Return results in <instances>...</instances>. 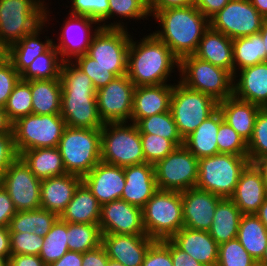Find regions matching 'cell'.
<instances>
[{"label":"cell","instance_id":"6da1fadb","mask_svg":"<svg viewBox=\"0 0 267 266\" xmlns=\"http://www.w3.org/2000/svg\"><path fill=\"white\" fill-rule=\"evenodd\" d=\"M73 62L64 61L61 65L60 114L66 126L101 129L104 123L98 113L96 90L89 76Z\"/></svg>","mask_w":267,"mask_h":266},{"label":"cell","instance_id":"7a4b0ae2","mask_svg":"<svg viewBox=\"0 0 267 266\" xmlns=\"http://www.w3.org/2000/svg\"><path fill=\"white\" fill-rule=\"evenodd\" d=\"M175 64L179 59L153 33L138 43L131 38L126 75L136 87L166 84Z\"/></svg>","mask_w":267,"mask_h":266},{"label":"cell","instance_id":"3957f363","mask_svg":"<svg viewBox=\"0 0 267 266\" xmlns=\"http://www.w3.org/2000/svg\"><path fill=\"white\" fill-rule=\"evenodd\" d=\"M153 16L160 21L163 28L153 34L179 60L196 52L204 32L210 27L209 19L194 5L158 11Z\"/></svg>","mask_w":267,"mask_h":266},{"label":"cell","instance_id":"277c9868","mask_svg":"<svg viewBox=\"0 0 267 266\" xmlns=\"http://www.w3.org/2000/svg\"><path fill=\"white\" fill-rule=\"evenodd\" d=\"M57 148L66 173L83 178L101 161V129L66 126Z\"/></svg>","mask_w":267,"mask_h":266},{"label":"cell","instance_id":"5b68a950","mask_svg":"<svg viewBox=\"0 0 267 266\" xmlns=\"http://www.w3.org/2000/svg\"><path fill=\"white\" fill-rule=\"evenodd\" d=\"M146 235L171 239L184 227L181 192L158 189L142 208Z\"/></svg>","mask_w":267,"mask_h":266},{"label":"cell","instance_id":"8992f818","mask_svg":"<svg viewBox=\"0 0 267 266\" xmlns=\"http://www.w3.org/2000/svg\"><path fill=\"white\" fill-rule=\"evenodd\" d=\"M248 156L219 153L198 160L196 188L222 198H230L242 171L249 164Z\"/></svg>","mask_w":267,"mask_h":266},{"label":"cell","instance_id":"52a82bcc","mask_svg":"<svg viewBox=\"0 0 267 266\" xmlns=\"http://www.w3.org/2000/svg\"><path fill=\"white\" fill-rule=\"evenodd\" d=\"M101 161L119 167L146 163L135 123H104L101 128Z\"/></svg>","mask_w":267,"mask_h":266},{"label":"cell","instance_id":"ba28073f","mask_svg":"<svg viewBox=\"0 0 267 266\" xmlns=\"http://www.w3.org/2000/svg\"><path fill=\"white\" fill-rule=\"evenodd\" d=\"M43 4L40 0H0V41L8 49L47 20Z\"/></svg>","mask_w":267,"mask_h":266},{"label":"cell","instance_id":"9c48e42d","mask_svg":"<svg viewBox=\"0 0 267 266\" xmlns=\"http://www.w3.org/2000/svg\"><path fill=\"white\" fill-rule=\"evenodd\" d=\"M178 67L180 82L188 88L208 94L217 102L233 95L234 76L229 71L194 55L182 57Z\"/></svg>","mask_w":267,"mask_h":266},{"label":"cell","instance_id":"30bf717a","mask_svg":"<svg viewBox=\"0 0 267 266\" xmlns=\"http://www.w3.org/2000/svg\"><path fill=\"white\" fill-rule=\"evenodd\" d=\"M97 29V30H96ZM86 54L116 77L127 74L130 35L121 23L98 26Z\"/></svg>","mask_w":267,"mask_h":266},{"label":"cell","instance_id":"8fae6325","mask_svg":"<svg viewBox=\"0 0 267 266\" xmlns=\"http://www.w3.org/2000/svg\"><path fill=\"white\" fill-rule=\"evenodd\" d=\"M66 127L61 114H30L12 124L14 145L21 152L44 147H57Z\"/></svg>","mask_w":267,"mask_h":266},{"label":"cell","instance_id":"7c38bea8","mask_svg":"<svg viewBox=\"0 0 267 266\" xmlns=\"http://www.w3.org/2000/svg\"><path fill=\"white\" fill-rule=\"evenodd\" d=\"M178 83L173 86L170 110L184 140L218 109V102L208 94Z\"/></svg>","mask_w":267,"mask_h":266},{"label":"cell","instance_id":"4fadbf2b","mask_svg":"<svg viewBox=\"0 0 267 266\" xmlns=\"http://www.w3.org/2000/svg\"><path fill=\"white\" fill-rule=\"evenodd\" d=\"M157 188L183 192L198 182V159L184 145L154 165Z\"/></svg>","mask_w":267,"mask_h":266},{"label":"cell","instance_id":"5bb4252c","mask_svg":"<svg viewBox=\"0 0 267 266\" xmlns=\"http://www.w3.org/2000/svg\"><path fill=\"white\" fill-rule=\"evenodd\" d=\"M265 18L249 0H230L209 19L210 27L232 40L258 33Z\"/></svg>","mask_w":267,"mask_h":266},{"label":"cell","instance_id":"9a60e30c","mask_svg":"<svg viewBox=\"0 0 267 266\" xmlns=\"http://www.w3.org/2000/svg\"><path fill=\"white\" fill-rule=\"evenodd\" d=\"M41 181L18 156L5 170L0 184L20 212L41 208Z\"/></svg>","mask_w":267,"mask_h":266},{"label":"cell","instance_id":"2e32d148","mask_svg":"<svg viewBox=\"0 0 267 266\" xmlns=\"http://www.w3.org/2000/svg\"><path fill=\"white\" fill-rule=\"evenodd\" d=\"M135 87L127 75H122L96 91L98 113L103 123H126L131 119Z\"/></svg>","mask_w":267,"mask_h":266},{"label":"cell","instance_id":"e0dca14e","mask_svg":"<svg viewBox=\"0 0 267 266\" xmlns=\"http://www.w3.org/2000/svg\"><path fill=\"white\" fill-rule=\"evenodd\" d=\"M99 227L101 233L146 234L142 209L121 199L101 205Z\"/></svg>","mask_w":267,"mask_h":266},{"label":"cell","instance_id":"ac0fdd59","mask_svg":"<svg viewBox=\"0 0 267 266\" xmlns=\"http://www.w3.org/2000/svg\"><path fill=\"white\" fill-rule=\"evenodd\" d=\"M181 198L184 227L208 231L213 222L216 206L222 197L195 187L181 192Z\"/></svg>","mask_w":267,"mask_h":266},{"label":"cell","instance_id":"d6986e66","mask_svg":"<svg viewBox=\"0 0 267 266\" xmlns=\"http://www.w3.org/2000/svg\"><path fill=\"white\" fill-rule=\"evenodd\" d=\"M155 240L146 234L102 233V245L108 258L124 266H142L145 254Z\"/></svg>","mask_w":267,"mask_h":266},{"label":"cell","instance_id":"ffe728a7","mask_svg":"<svg viewBox=\"0 0 267 266\" xmlns=\"http://www.w3.org/2000/svg\"><path fill=\"white\" fill-rule=\"evenodd\" d=\"M82 182L101 205L119 200L125 186L124 167L100 161L82 178Z\"/></svg>","mask_w":267,"mask_h":266},{"label":"cell","instance_id":"44dd1931","mask_svg":"<svg viewBox=\"0 0 267 266\" xmlns=\"http://www.w3.org/2000/svg\"><path fill=\"white\" fill-rule=\"evenodd\" d=\"M267 198V189L260 171L249 163L242 171L230 199L243 215L255 214Z\"/></svg>","mask_w":267,"mask_h":266},{"label":"cell","instance_id":"7402d4cb","mask_svg":"<svg viewBox=\"0 0 267 266\" xmlns=\"http://www.w3.org/2000/svg\"><path fill=\"white\" fill-rule=\"evenodd\" d=\"M125 186L121 195L131 205L143 208L158 190L154 165L143 163L124 167Z\"/></svg>","mask_w":267,"mask_h":266},{"label":"cell","instance_id":"603a6c76","mask_svg":"<svg viewBox=\"0 0 267 266\" xmlns=\"http://www.w3.org/2000/svg\"><path fill=\"white\" fill-rule=\"evenodd\" d=\"M93 23L98 24L97 21L87 16L74 15H70L68 21H65V25H63L64 27L61 31V37L58 39L59 41L61 40V42H59V45H54L59 51V55L61 56V60L63 62L71 61L70 57L75 56L76 58L87 52L93 37V34L90 35L92 27L91 24ZM79 35L80 37H78ZM82 35L83 39L81 37ZM64 56H66V58Z\"/></svg>","mask_w":267,"mask_h":266},{"label":"cell","instance_id":"cb8c5ba5","mask_svg":"<svg viewBox=\"0 0 267 266\" xmlns=\"http://www.w3.org/2000/svg\"><path fill=\"white\" fill-rule=\"evenodd\" d=\"M81 183L82 177L68 173L43 179L40 189L41 208L60 216Z\"/></svg>","mask_w":267,"mask_h":266},{"label":"cell","instance_id":"d4e9b609","mask_svg":"<svg viewBox=\"0 0 267 266\" xmlns=\"http://www.w3.org/2000/svg\"><path fill=\"white\" fill-rule=\"evenodd\" d=\"M172 92V84L135 87L130 121L170 111Z\"/></svg>","mask_w":267,"mask_h":266},{"label":"cell","instance_id":"484cf974","mask_svg":"<svg viewBox=\"0 0 267 266\" xmlns=\"http://www.w3.org/2000/svg\"><path fill=\"white\" fill-rule=\"evenodd\" d=\"M170 240L202 265H217L219 244L210 236L208 231L191 230L183 227Z\"/></svg>","mask_w":267,"mask_h":266},{"label":"cell","instance_id":"4316f807","mask_svg":"<svg viewBox=\"0 0 267 266\" xmlns=\"http://www.w3.org/2000/svg\"><path fill=\"white\" fill-rule=\"evenodd\" d=\"M198 59L229 71L234 76L232 39L209 27L193 54Z\"/></svg>","mask_w":267,"mask_h":266},{"label":"cell","instance_id":"83f0119b","mask_svg":"<svg viewBox=\"0 0 267 266\" xmlns=\"http://www.w3.org/2000/svg\"><path fill=\"white\" fill-rule=\"evenodd\" d=\"M240 78L233 84V95L243 101L267 107V62L240 69Z\"/></svg>","mask_w":267,"mask_h":266},{"label":"cell","instance_id":"f1b7e54d","mask_svg":"<svg viewBox=\"0 0 267 266\" xmlns=\"http://www.w3.org/2000/svg\"><path fill=\"white\" fill-rule=\"evenodd\" d=\"M262 107L236 98L234 95L218 102V110L247 143L252 137L256 117Z\"/></svg>","mask_w":267,"mask_h":266},{"label":"cell","instance_id":"f546056e","mask_svg":"<svg viewBox=\"0 0 267 266\" xmlns=\"http://www.w3.org/2000/svg\"><path fill=\"white\" fill-rule=\"evenodd\" d=\"M101 204L82 182L59 218L68 223L99 224Z\"/></svg>","mask_w":267,"mask_h":266},{"label":"cell","instance_id":"4dcf8cb0","mask_svg":"<svg viewBox=\"0 0 267 266\" xmlns=\"http://www.w3.org/2000/svg\"><path fill=\"white\" fill-rule=\"evenodd\" d=\"M223 116L217 109L184 139V146L199 160L218 154L217 133Z\"/></svg>","mask_w":267,"mask_h":266},{"label":"cell","instance_id":"1f68e13d","mask_svg":"<svg viewBox=\"0 0 267 266\" xmlns=\"http://www.w3.org/2000/svg\"><path fill=\"white\" fill-rule=\"evenodd\" d=\"M19 157L34 175L41 180L67 174L57 147L26 150L21 152Z\"/></svg>","mask_w":267,"mask_h":266},{"label":"cell","instance_id":"d6a6232c","mask_svg":"<svg viewBox=\"0 0 267 266\" xmlns=\"http://www.w3.org/2000/svg\"><path fill=\"white\" fill-rule=\"evenodd\" d=\"M242 212L230 198H222L208 233L220 245L237 238Z\"/></svg>","mask_w":267,"mask_h":266},{"label":"cell","instance_id":"836d02e7","mask_svg":"<svg viewBox=\"0 0 267 266\" xmlns=\"http://www.w3.org/2000/svg\"><path fill=\"white\" fill-rule=\"evenodd\" d=\"M44 24L45 21L33 32L24 36L18 43L8 49V59L20 75L30 66L35 58L48 51L54 45L52 39L48 38L45 43H42L37 38Z\"/></svg>","mask_w":267,"mask_h":266},{"label":"cell","instance_id":"e575fe53","mask_svg":"<svg viewBox=\"0 0 267 266\" xmlns=\"http://www.w3.org/2000/svg\"><path fill=\"white\" fill-rule=\"evenodd\" d=\"M32 113L60 114L62 85L60 78L31 80Z\"/></svg>","mask_w":267,"mask_h":266},{"label":"cell","instance_id":"d590c367","mask_svg":"<svg viewBox=\"0 0 267 266\" xmlns=\"http://www.w3.org/2000/svg\"><path fill=\"white\" fill-rule=\"evenodd\" d=\"M237 239L258 262L267 247V229L255 214L242 215Z\"/></svg>","mask_w":267,"mask_h":266},{"label":"cell","instance_id":"8d00e7d4","mask_svg":"<svg viewBox=\"0 0 267 266\" xmlns=\"http://www.w3.org/2000/svg\"><path fill=\"white\" fill-rule=\"evenodd\" d=\"M233 43V64L234 79H236V67L242 69L248 66L265 62L264 41L260 32L247 37H238L232 40ZM237 64V65H236Z\"/></svg>","mask_w":267,"mask_h":266},{"label":"cell","instance_id":"74e56055","mask_svg":"<svg viewBox=\"0 0 267 266\" xmlns=\"http://www.w3.org/2000/svg\"><path fill=\"white\" fill-rule=\"evenodd\" d=\"M135 124L140 133L161 136L171 140L177 147L184 145V140L178 132L171 110L139 119Z\"/></svg>","mask_w":267,"mask_h":266},{"label":"cell","instance_id":"f35d334b","mask_svg":"<svg viewBox=\"0 0 267 266\" xmlns=\"http://www.w3.org/2000/svg\"><path fill=\"white\" fill-rule=\"evenodd\" d=\"M67 244L69 251L80 253L97 248L102 243L99 224L67 222Z\"/></svg>","mask_w":267,"mask_h":266},{"label":"cell","instance_id":"ab89813d","mask_svg":"<svg viewBox=\"0 0 267 266\" xmlns=\"http://www.w3.org/2000/svg\"><path fill=\"white\" fill-rule=\"evenodd\" d=\"M59 51L53 45L48 51L34 59L30 66L21 74V80H41L60 78L61 65Z\"/></svg>","mask_w":267,"mask_h":266},{"label":"cell","instance_id":"60d3db41","mask_svg":"<svg viewBox=\"0 0 267 266\" xmlns=\"http://www.w3.org/2000/svg\"><path fill=\"white\" fill-rule=\"evenodd\" d=\"M67 222L58 218L46 234L39 257L48 266L59 260L67 251Z\"/></svg>","mask_w":267,"mask_h":266},{"label":"cell","instance_id":"b9f144b4","mask_svg":"<svg viewBox=\"0 0 267 266\" xmlns=\"http://www.w3.org/2000/svg\"><path fill=\"white\" fill-rule=\"evenodd\" d=\"M4 109L12 124L19 118L32 114L31 80H19L14 86Z\"/></svg>","mask_w":267,"mask_h":266},{"label":"cell","instance_id":"7bdbcfd3","mask_svg":"<svg viewBox=\"0 0 267 266\" xmlns=\"http://www.w3.org/2000/svg\"><path fill=\"white\" fill-rule=\"evenodd\" d=\"M216 266H257V261L236 238L219 245Z\"/></svg>","mask_w":267,"mask_h":266},{"label":"cell","instance_id":"ee69618b","mask_svg":"<svg viewBox=\"0 0 267 266\" xmlns=\"http://www.w3.org/2000/svg\"><path fill=\"white\" fill-rule=\"evenodd\" d=\"M145 162L155 165L173 152L177 146L168 139L155 134L140 133Z\"/></svg>","mask_w":267,"mask_h":266},{"label":"cell","instance_id":"f6af8a7d","mask_svg":"<svg viewBox=\"0 0 267 266\" xmlns=\"http://www.w3.org/2000/svg\"><path fill=\"white\" fill-rule=\"evenodd\" d=\"M218 154L248 156L247 142L224 120L217 133Z\"/></svg>","mask_w":267,"mask_h":266},{"label":"cell","instance_id":"bcb514c9","mask_svg":"<svg viewBox=\"0 0 267 266\" xmlns=\"http://www.w3.org/2000/svg\"><path fill=\"white\" fill-rule=\"evenodd\" d=\"M247 147L250 163H253L258 157L267 154V107L260 109Z\"/></svg>","mask_w":267,"mask_h":266},{"label":"cell","instance_id":"7dc6e473","mask_svg":"<svg viewBox=\"0 0 267 266\" xmlns=\"http://www.w3.org/2000/svg\"><path fill=\"white\" fill-rule=\"evenodd\" d=\"M75 61V65L89 76L96 91L106 86L116 77L110 72L109 68L100 66L95 59L89 57L86 53L76 57Z\"/></svg>","mask_w":267,"mask_h":266},{"label":"cell","instance_id":"c3c4849f","mask_svg":"<svg viewBox=\"0 0 267 266\" xmlns=\"http://www.w3.org/2000/svg\"><path fill=\"white\" fill-rule=\"evenodd\" d=\"M119 17L144 19L149 16V2L147 0H109V18Z\"/></svg>","mask_w":267,"mask_h":266},{"label":"cell","instance_id":"681fc988","mask_svg":"<svg viewBox=\"0 0 267 266\" xmlns=\"http://www.w3.org/2000/svg\"><path fill=\"white\" fill-rule=\"evenodd\" d=\"M70 15L87 16L103 22L109 18V0H72Z\"/></svg>","mask_w":267,"mask_h":266},{"label":"cell","instance_id":"f907efd6","mask_svg":"<svg viewBox=\"0 0 267 266\" xmlns=\"http://www.w3.org/2000/svg\"><path fill=\"white\" fill-rule=\"evenodd\" d=\"M43 240L33 232H10L11 254L39 255Z\"/></svg>","mask_w":267,"mask_h":266},{"label":"cell","instance_id":"816d5d0a","mask_svg":"<svg viewBox=\"0 0 267 266\" xmlns=\"http://www.w3.org/2000/svg\"><path fill=\"white\" fill-rule=\"evenodd\" d=\"M142 266H173L171 240H155L148 248Z\"/></svg>","mask_w":267,"mask_h":266},{"label":"cell","instance_id":"f5cc1de1","mask_svg":"<svg viewBox=\"0 0 267 266\" xmlns=\"http://www.w3.org/2000/svg\"><path fill=\"white\" fill-rule=\"evenodd\" d=\"M21 75L7 58L0 64V107H4Z\"/></svg>","mask_w":267,"mask_h":266},{"label":"cell","instance_id":"db71d44e","mask_svg":"<svg viewBox=\"0 0 267 266\" xmlns=\"http://www.w3.org/2000/svg\"><path fill=\"white\" fill-rule=\"evenodd\" d=\"M18 156L14 145V135H0V180L5 170L17 159Z\"/></svg>","mask_w":267,"mask_h":266},{"label":"cell","instance_id":"11a10c76","mask_svg":"<svg viewBox=\"0 0 267 266\" xmlns=\"http://www.w3.org/2000/svg\"><path fill=\"white\" fill-rule=\"evenodd\" d=\"M10 232L34 233L36 227V209L16 212L9 224Z\"/></svg>","mask_w":267,"mask_h":266},{"label":"cell","instance_id":"9f6ffc18","mask_svg":"<svg viewBox=\"0 0 267 266\" xmlns=\"http://www.w3.org/2000/svg\"><path fill=\"white\" fill-rule=\"evenodd\" d=\"M59 216L43 208L36 209V227L34 233L38 236L45 237L51 230L53 224Z\"/></svg>","mask_w":267,"mask_h":266},{"label":"cell","instance_id":"6f0895ef","mask_svg":"<svg viewBox=\"0 0 267 266\" xmlns=\"http://www.w3.org/2000/svg\"><path fill=\"white\" fill-rule=\"evenodd\" d=\"M16 212L13 201L0 184V227H8Z\"/></svg>","mask_w":267,"mask_h":266},{"label":"cell","instance_id":"680465c9","mask_svg":"<svg viewBox=\"0 0 267 266\" xmlns=\"http://www.w3.org/2000/svg\"><path fill=\"white\" fill-rule=\"evenodd\" d=\"M108 260L107 252L102 244L82 253V266H107Z\"/></svg>","mask_w":267,"mask_h":266},{"label":"cell","instance_id":"91938a15","mask_svg":"<svg viewBox=\"0 0 267 266\" xmlns=\"http://www.w3.org/2000/svg\"><path fill=\"white\" fill-rule=\"evenodd\" d=\"M195 0H150L149 1V13L153 15L162 10L170 8H183L194 5Z\"/></svg>","mask_w":267,"mask_h":266},{"label":"cell","instance_id":"94428289","mask_svg":"<svg viewBox=\"0 0 267 266\" xmlns=\"http://www.w3.org/2000/svg\"><path fill=\"white\" fill-rule=\"evenodd\" d=\"M230 0H195L194 6L208 19L222 10Z\"/></svg>","mask_w":267,"mask_h":266},{"label":"cell","instance_id":"6125c7cd","mask_svg":"<svg viewBox=\"0 0 267 266\" xmlns=\"http://www.w3.org/2000/svg\"><path fill=\"white\" fill-rule=\"evenodd\" d=\"M171 258L173 262V266H204L195 260L188 253L179 249L172 241H171Z\"/></svg>","mask_w":267,"mask_h":266},{"label":"cell","instance_id":"be15d7a7","mask_svg":"<svg viewBox=\"0 0 267 266\" xmlns=\"http://www.w3.org/2000/svg\"><path fill=\"white\" fill-rule=\"evenodd\" d=\"M8 266H47L39 255L11 254Z\"/></svg>","mask_w":267,"mask_h":266},{"label":"cell","instance_id":"e7e4bbea","mask_svg":"<svg viewBox=\"0 0 267 266\" xmlns=\"http://www.w3.org/2000/svg\"><path fill=\"white\" fill-rule=\"evenodd\" d=\"M48 266H82V253L67 251L59 260Z\"/></svg>","mask_w":267,"mask_h":266},{"label":"cell","instance_id":"03108f58","mask_svg":"<svg viewBox=\"0 0 267 266\" xmlns=\"http://www.w3.org/2000/svg\"><path fill=\"white\" fill-rule=\"evenodd\" d=\"M0 256L7 260L11 256L9 227H0Z\"/></svg>","mask_w":267,"mask_h":266},{"label":"cell","instance_id":"003e7915","mask_svg":"<svg viewBox=\"0 0 267 266\" xmlns=\"http://www.w3.org/2000/svg\"><path fill=\"white\" fill-rule=\"evenodd\" d=\"M2 134H13L12 123L7 118L4 107H0V135Z\"/></svg>","mask_w":267,"mask_h":266},{"label":"cell","instance_id":"a7ac6f4b","mask_svg":"<svg viewBox=\"0 0 267 266\" xmlns=\"http://www.w3.org/2000/svg\"><path fill=\"white\" fill-rule=\"evenodd\" d=\"M253 164L260 171L267 189V154L258 157Z\"/></svg>","mask_w":267,"mask_h":266},{"label":"cell","instance_id":"89a4df30","mask_svg":"<svg viewBox=\"0 0 267 266\" xmlns=\"http://www.w3.org/2000/svg\"><path fill=\"white\" fill-rule=\"evenodd\" d=\"M249 1L264 18H267V0H249Z\"/></svg>","mask_w":267,"mask_h":266},{"label":"cell","instance_id":"2644e50d","mask_svg":"<svg viewBox=\"0 0 267 266\" xmlns=\"http://www.w3.org/2000/svg\"><path fill=\"white\" fill-rule=\"evenodd\" d=\"M255 215L260 219L261 223L267 229V198L264 200L263 204L259 207Z\"/></svg>","mask_w":267,"mask_h":266},{"label":"cell","instance_id":"8c879c8a","mask_svg":"<svg viewBox=\"0 0 267 266\" xmlns=\"http://www.w3.org/2000/svg\"><path fill=\"white\" fill-rule=\"evenodd\" d=\"M259 32L264 41V47H265V52H266L265 62H267V18H265L263 26Z\"/></svg>","mask_w":267,"mask_h":266},{"label":"cell","instance_id":"753ad0ef","mask_svg":"<svg viewBox=\"0 0 267 266\" xmlns=\"http://www.w3.org/2000/svg\"><path fill=\"white\" fill-rule=\"evenodd\" d=\"M8 58V48L0 41V64Z\"/></svg>","mask_w":267,"mask_h":266},{"label":"cell","instance_id":"34e18365","mask_svg":"<svg viewBox=\"0 0 267 266\" xmlns=\"http://www.w3.org/2000/svg\"><path fill=\"white\" fill-rule=\"evenodd\" d=\"M257 265L267 266V247L265 249V252H264L262 258L257 262Z\"/></svg>","mask_w":267,"mask_h":266},{"label":"cell","instance_id":"11e5206c","mask_svg":"<svg viewBox=\"0 0 267 266\" xmlns=\"http://www.w3.org/2000/svg\"><path fill=\"white\" fill-rule=\"evenodd\" d=\"M107 266H124L122 263L116 262L114 260L109 259Z\"/></svg>","mask_w":267,"mask_h":266},{"label":"cell","instance_id":"2a66077c","mask_svg":"<svg viewBox=\"0 0 267 266\" xmlns=\"http://www.w3.org/2000/svg\"><path fill=\"white\" fill-rule=\"evenodd\" d=\"M0 266H8V260L5 257L0 256Z\"/></svg>","mask_w":267,"mask_h":266}]
</instances>
